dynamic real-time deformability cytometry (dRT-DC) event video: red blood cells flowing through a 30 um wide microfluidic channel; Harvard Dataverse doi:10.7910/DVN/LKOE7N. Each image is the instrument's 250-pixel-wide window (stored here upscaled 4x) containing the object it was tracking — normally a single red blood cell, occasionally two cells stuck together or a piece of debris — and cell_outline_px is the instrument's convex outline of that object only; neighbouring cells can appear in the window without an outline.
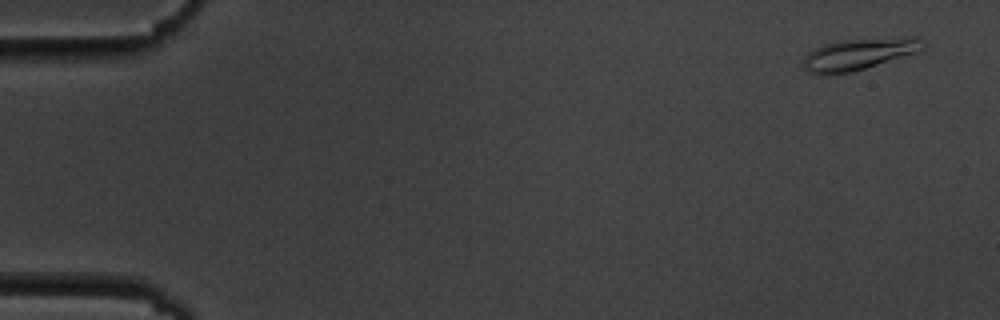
{"species": "common noctule bat (a hibernating species)", "species_latin": "Nyctalus noctula", "temperature_condition": "cold", "stored_images_in_passage": 4, "camera_frame_rate_fps": 3000, "um_per_image_px": 0.085, "animal": {"sex": "male", "body_mass_g": 19.5, "forearm_length_mm": 54.6}, "frame": {"image": 1, "passage_image": 1, "time_ms": 0.0, "image_size_px": [1000, 320], "cell_outline_px": [[928, 44], [924, 48], [916, 52], [852, 72], [808, 72], [804, 68], [804, 60], [808, 52], [824, 44], [840, 40], [912, 36], [916, 36], [924, 40]], "centroid_in_image_um": [73.1, 4.54], "position_along_channel_um": 11.9, "area_um2": 21.56}}